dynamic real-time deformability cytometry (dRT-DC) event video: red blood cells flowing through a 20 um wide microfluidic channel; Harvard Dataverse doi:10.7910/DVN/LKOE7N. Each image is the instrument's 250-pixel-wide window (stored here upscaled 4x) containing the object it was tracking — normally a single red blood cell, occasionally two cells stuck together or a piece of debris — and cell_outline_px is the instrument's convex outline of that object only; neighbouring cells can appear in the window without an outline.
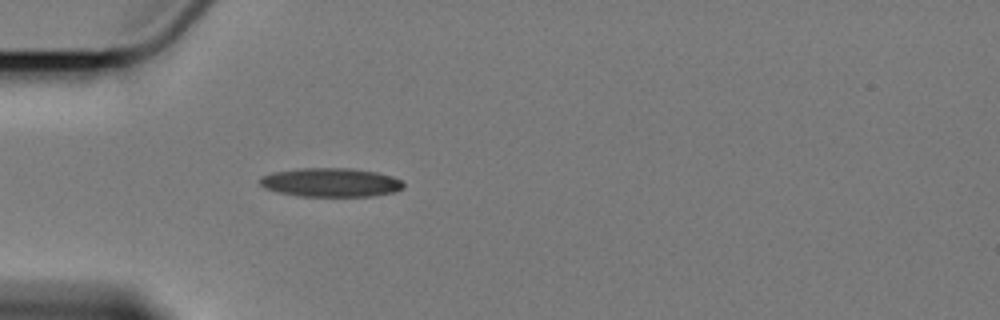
{"species": "Egyptian fruit bat (a non-hibernating species)", "species_latin": "Rousettus aegyptiacus", "temperature_condition": "cold", "stored_images_in_passage": 1, "camera_frame_rate_fps": 3000, "um_per_image_px": 0.085, "animal": {"sex": "female"}, "frame": {"image": 1, "passage_image": 1, "time_ms": 0.0, "image_size_px": [1000, 320], "cell_outline_px": [[404, 188], [396, 192], [372, 196], [296, 196], [276, 192], [264, 188], [256, 180], [260, 176], [272, 172], [296, 168], [348, 168], [376, 172], [392, 176], [400, 180], [404, 184]], "centroid_in_image_um": [28.05, 15.51], "position_along_channel_um": 56.9, "area_um2": 24.51}}